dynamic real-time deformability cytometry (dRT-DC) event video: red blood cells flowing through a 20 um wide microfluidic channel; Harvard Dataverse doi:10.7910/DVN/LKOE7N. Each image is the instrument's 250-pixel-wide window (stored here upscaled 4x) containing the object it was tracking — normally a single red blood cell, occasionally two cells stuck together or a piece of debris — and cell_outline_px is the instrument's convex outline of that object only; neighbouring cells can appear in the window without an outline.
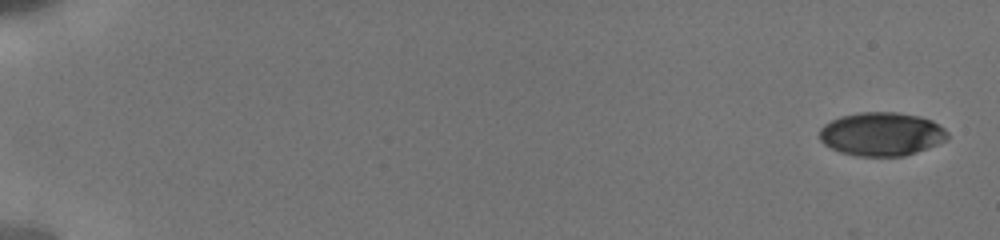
{"species": "human", "species_latin": "Homo sapiens", "temperature_condition": "cold", "stored_images_in_passage": 8, "camera_frame_rate_fps": 3000, "um_per_image_px": 0.085, "donor": {"sex": "male"}, "frame": {"image": 1, "passage_image": 1, "time_ms": 0.0, "image_size_px": [1000, 240], "cell_outline_px": [[948, 140], [916, 152], [904, 156], [860, 156], [840, 152], [824, 144], [820, 140], [820, 128], [824, 124], [840, 116], [860, 112], [896, 112], [920, 116], [932, 120], [944, 128], [948, 132]], "centroid_in_image_um": [74.95, 11.39], "position_along_channel_um": 10.1, "area_um2": 32.54}}
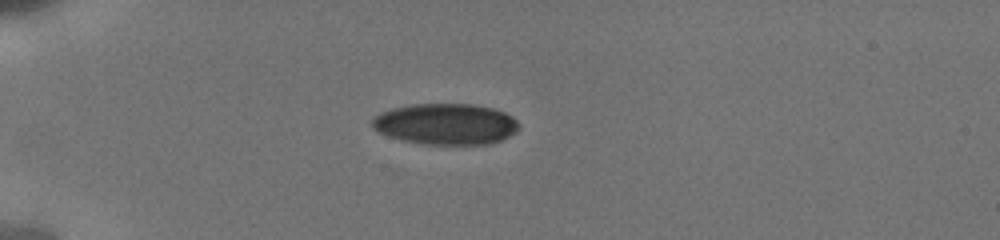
{"frame": {"image": 2, "passage_image": 6, "time_ms": 5.0, "image_size_px": [1000, 240], "cell_outline_px": [[520, 128], [516, 132], [492, 144], [424, 144], [404, 140], [388, 136], [372, 128], [372, 116], [380, 112], [392, 108], [412, 104], [472, 104], [492, 108], [504, 112], [512, 116], [520, 124]], "centroid_in_image_um": [37.89, 10.54], "position_along_channel_um": 47.1, "area_um2": 35.26}}
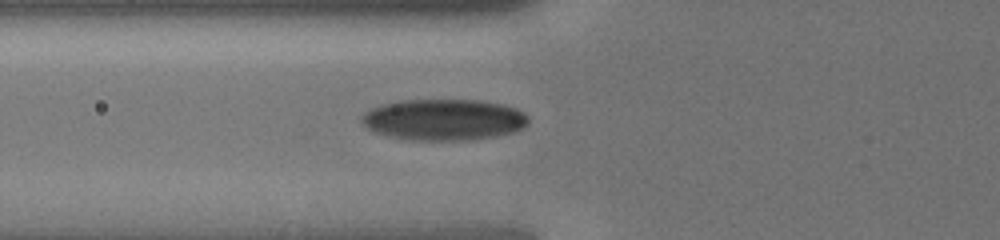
{"frame": {"image": 3, "passage_image": 8, "time_ms": 7.0, "image_size_px": [1000, 240], "cell_outline_px": [[528, 124], [524, 128], [512, 132], [496, 136], [468, 140], [412, 140], [392, 136], [376, 132], [368, 128], [360, 120], [360, 116], [364, 112], [372, 108], [384, 104], [400, 100], [480, 100], [504, 104], [516, 108], [524, 112], [528, 116]], "centroid_in_image_um": [37.76, 10.16], "position_along_channel_um": 88.0, "area_um2": 40.11}}